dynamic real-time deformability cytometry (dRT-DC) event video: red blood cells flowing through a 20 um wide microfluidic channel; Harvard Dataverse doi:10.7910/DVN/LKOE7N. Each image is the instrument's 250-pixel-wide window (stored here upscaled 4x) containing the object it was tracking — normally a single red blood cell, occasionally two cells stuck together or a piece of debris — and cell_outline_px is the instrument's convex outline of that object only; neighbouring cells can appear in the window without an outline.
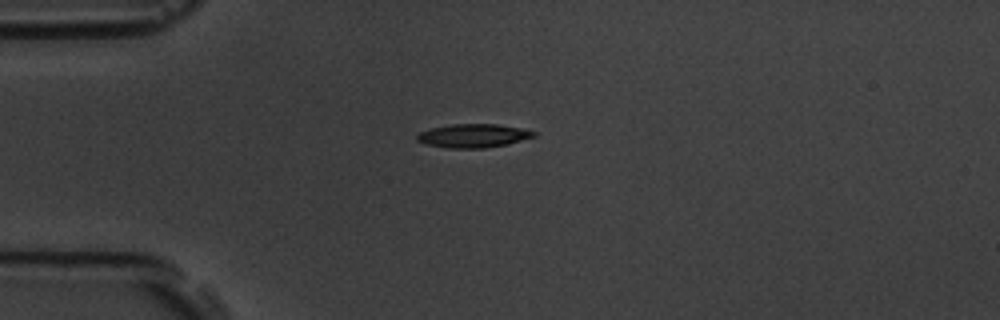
{"species": "common noctule bat (a hibernating species)", "species_latin": "Nyctalus noctula", "temperature_condition": "room temperature", "stored_images_in_passage": 10, "camera_frame_rate_fps": 3000, "um_per_image_px": 0.085, "animal": {"sex": "male", "body_mass_g": 19.5, "forearm_length_mm": 54.6}, "frame": {"image": 1, "passage_image": 1, "time_ms": 0.0, "image_size_px": [1000, 320], "cell_outline_px": [[536, 136], [508, 144], [484, 148], [448, 148], [424, 144], [416, 140], [416, 136], [420, 132], [432, 128], [452, 124], [496, 124], [520, 128], [536, 132]], "centroid_in_image_um": [40.21, 11.54], "position_along_channel_um": 44.8, "area_um2": 16.01}}
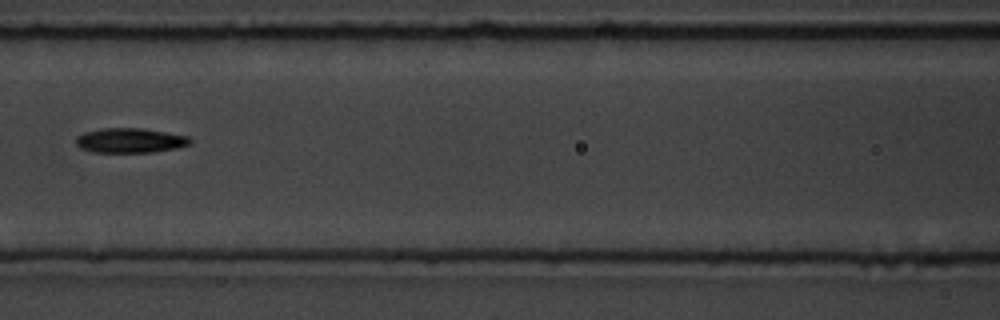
{"frame": {"image": 2, "passage_image": 4, "time_ms": 3.667, "image_size_px": [1000, 320], "cell_outline_px": [[192, 144], [176, 148], [152, 152], [92, 152], [80, 148], [76, 144], [76, 136], [84, 132], [104, 128], [140, 128], [188, 136], [192, 140]], "centroid_in_image_um": [11.05, 11.94], "position_along_channel_um": 155.6, "area_um2": 16.42}}
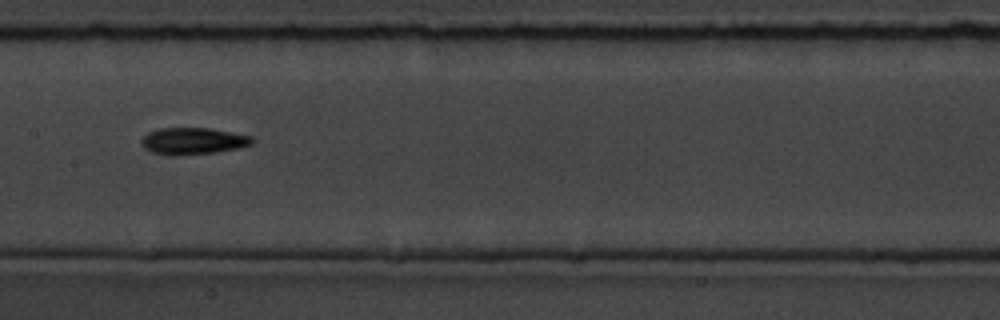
{"frame": {"image": 3, "passage_image": 5, "time_ms": 4.667, "image_size_px": [1000, 320], "cell_outline_px": [[256, 140], [252, 144], [236, 148], [216, 152], [176, 156], [172, 156], [152, 152], [144, 148], [140, 144], [140, 140], [148, 132], [160, 128], [208, 128], [252, 136]], "centroid_in_image_um": [16.38, 11.99], "position_along_channel_um": 191.0, "area_um2": 17.34}, "authors_computed_cell_mechanics": {"area_um2": 15.9817, "velocity_mm_per_s": 3.568, "shape_relaxation_time_tau1_ms": 2.182, "shape_relaxation_time_tau2_ms": 7.4214, "deformation_change_tau1": 0.121, "deformation_change_tau2": 0.1831}}